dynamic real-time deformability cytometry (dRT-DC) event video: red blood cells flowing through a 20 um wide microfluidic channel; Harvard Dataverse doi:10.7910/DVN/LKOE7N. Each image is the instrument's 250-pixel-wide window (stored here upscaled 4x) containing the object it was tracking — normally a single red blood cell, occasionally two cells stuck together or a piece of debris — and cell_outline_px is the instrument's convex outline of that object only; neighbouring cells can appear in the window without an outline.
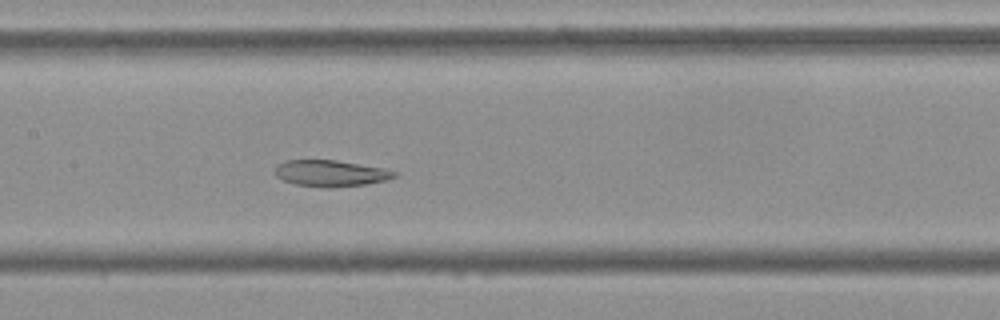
{"species": "Egyptian fruit bat (a non-hibernating species)", "species_latin": "Rousettus aegyptiacus", "temperature_condition": "cold", "stored_images_in_passage": 54, "camera_frame_rate_fps": 3000, "um_per_image_px": 0.085, "frame": {"image": 1, "passage_image": 26, "time_ms": 8.333, "image_size_px": [1000, 320], "cell_outline_px": [[400, 172], [396, 176], [384, 180], [364, 184], [328, 188], [296, 184], [284, 180], [276, 176], [276, 164], [284, 160], [336, 160], [384, 168]], "centroid_in_image_um": [28.11, 14.72], "position_along_channel_um": 179.3, "area_um2": 18.21}}
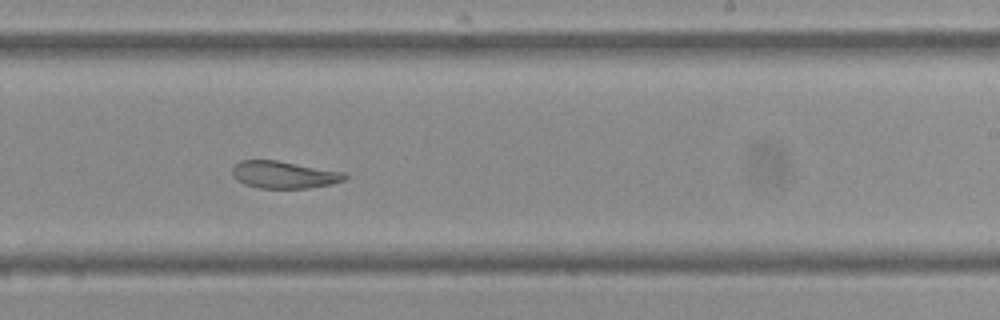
{"frame": {"image": 2, "passage_image": 33, "time_ms": 10.667, "image_size_px": [1000, 320], "cell_outline_px": [[348, 176], [344, 180], [332, 184], [308, 188], [260, 188], [244, 184], [236, 180], [232, 176], [232, 168], [240, 160], [276, 160], [344, 172]], "centroid_in_image_um": [24.11, 14.85], "position_along_channel_um": 264.9, "area_um2": 17.86}}
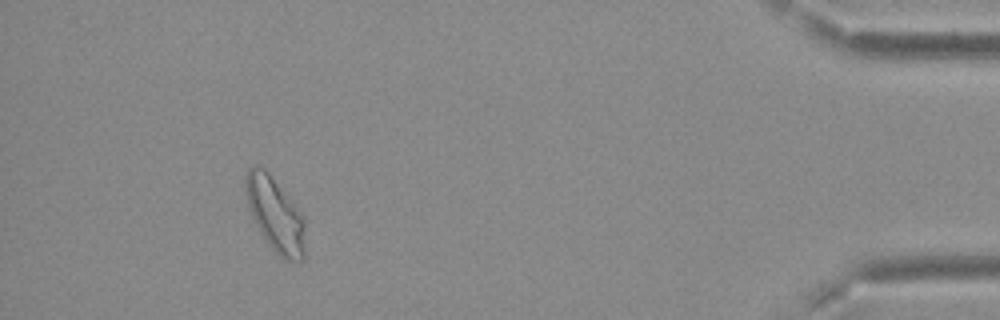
{"frame": {"image": 3, "passage_image": 50, "time_ms": 16.333, "image_size_px": [1000, 320], "cell_outline_px": [[304, 260], [300, 264], [284, 260], [268, 244], [260, 232], [252, 216], [248, 204], [244, 184], [244, 176], [248, 168], [256, 164], [264, 168], [268, 172], [292, 200], [300, 212], [304, 220]], "centroid_in_image_um": [23.39, 18.24], "position_along_channel_um": 411.8, "area_um2": 25.89}, "authors_computed_cell_mechanics": {"area_um2": 22.1952, "velocity_mm_per_s": 3.6799, "shape_relaxation_time_tau1_ms": null, "shape_relaxation_time_tau2_ms": 5.5767, "deformation_change_tau1": null, "deformation_change_tau2": 0.0933}}